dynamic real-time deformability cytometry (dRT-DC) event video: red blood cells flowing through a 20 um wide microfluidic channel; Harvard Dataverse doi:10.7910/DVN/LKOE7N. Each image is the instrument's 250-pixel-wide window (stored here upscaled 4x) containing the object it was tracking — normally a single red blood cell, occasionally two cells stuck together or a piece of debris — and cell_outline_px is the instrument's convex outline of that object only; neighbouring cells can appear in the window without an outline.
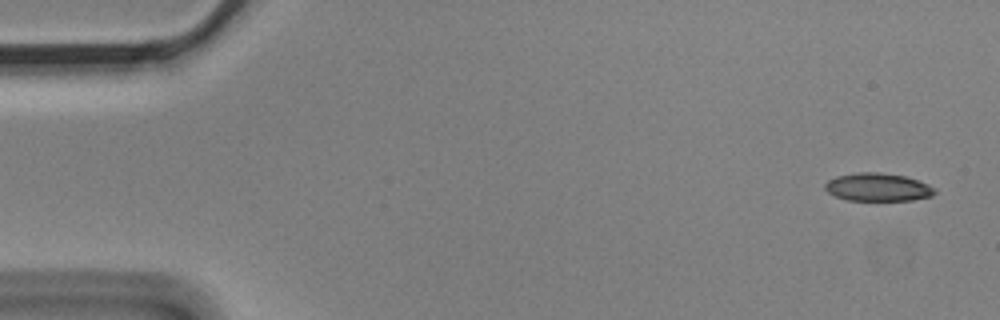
{"species": "Egyptian fruit bat (a non-hibernating species)", "species_latin": "Rousettus aegyptiacus", "temperature_condition": "cold", "stored_images_in_passage": 5, "camera_frame_rate_fps": 3000, "um_per_image_px": 0.085, "animal": {"sex": "male"}, "frame": {"image": 1, "passage_image": 1, "time_ms": 0.0, "image_size_px": [1000, 320], "cell_outline_px": [[936, 192], [932, 196], [912, 200], [848, 200], [836, 196], [828, 192], [824, 188], [824, 184], [828, 180], [836, 176], [856, 172], [880, 172], [904, 176], [928, 184], [936, 188]], "centroid_in_image_um": [74.61, 15.9], "position_along_channel_um": 10.4, "area_um2": 17.92}}
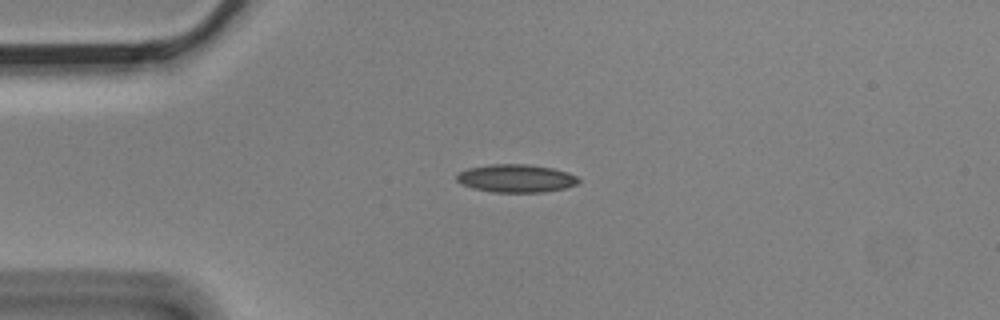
{"frame": {"image": 2, "passage_image": 4, "time_ms": 1.0, "image_size_px": [1000, 320], "cell_outline_px": [[580, 180], [576, 184], [564, 188], [544, 192], [492, 192], [472, 188], [460, 184], [456, 180], [456, 172], [468, 168], [492, 164], [528, 164], [552, 168], [568, 172], [576, 176]], "centroid_in_image_um": [43.82, 15.16], "position_along_channel_um": 41.2, "area_um2": 20.0}}